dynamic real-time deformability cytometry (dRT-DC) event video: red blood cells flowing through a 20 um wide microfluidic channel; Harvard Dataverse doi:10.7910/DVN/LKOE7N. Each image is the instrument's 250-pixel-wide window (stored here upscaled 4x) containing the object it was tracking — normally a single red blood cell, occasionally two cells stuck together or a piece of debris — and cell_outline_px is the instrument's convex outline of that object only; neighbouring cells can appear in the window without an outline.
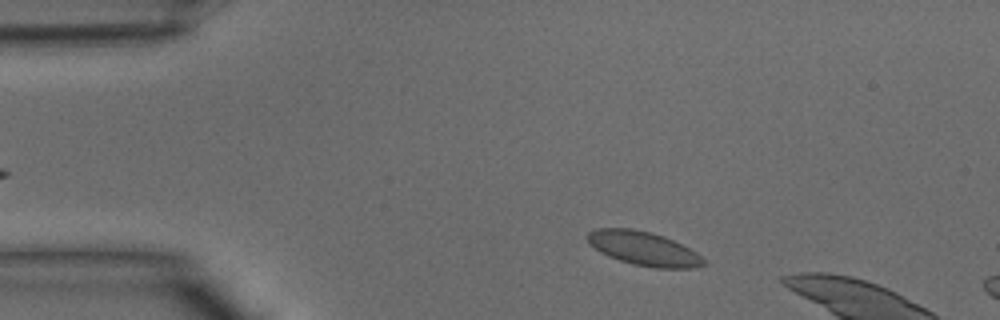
{"species": "common noctule bat (a hibernating species)", "species_latin": "Nyctalus noctula", "temperature_condition": "warm", "stored_images_in_passage": 7, "camera_frame_rate_fps": 3000, "um_per_image_px": 0.085, "animal": {"sex": "male", "body_mass_g": 15.6}, "frame": {"image": 1, "passage_image": 4, "time_ms": 1.0, "image_size_px": [1000, 320], "cell_outline_px": [[708, 264], [696, 268], [656, 268], [636, 264], [620, 260], [608, 256], [600, 252], [588, 244], [584, 236], [588, 232], [596, 228], [632, 228], [664, 236], [696, 252]], "centroid_in_image_um": [54.66, 21.12], "position_along_channel_um": 30.3, "area_um2": 22.95}}